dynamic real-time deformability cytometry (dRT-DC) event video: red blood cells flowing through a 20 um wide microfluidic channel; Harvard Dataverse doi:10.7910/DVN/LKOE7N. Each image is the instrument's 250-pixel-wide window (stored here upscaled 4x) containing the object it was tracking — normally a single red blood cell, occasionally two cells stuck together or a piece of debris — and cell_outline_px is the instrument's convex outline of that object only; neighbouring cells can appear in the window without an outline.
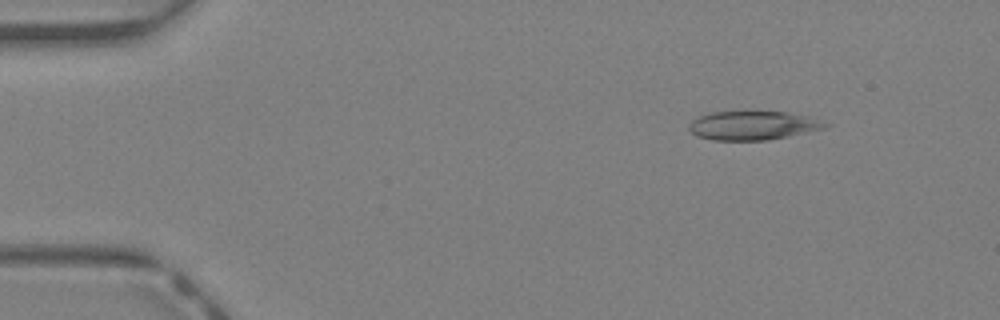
{"species": "Egyptian fruit bat (a non-hibernating species)", "species_latin": "Rousettus aegyptiacus", "temperature_condition": "warm", "stored_images_in_passage": 44, "camera_frame_rate_fps": 3000, "um_per_image_px": 0.085, "animal": {"sex": "female"}, "frame": {"image": 1, "passage_image": 6, "time_ms": 1.667, "image_size_px": [1000, 320], "cell_outline_px": [[832, 124], [828, 128], [768, 140], [712, 140], [696, 136], [688, 128], [692, 120], [700, 116], [712, 112], [788, 112], [804, 116]], "centroid_in_image_um": [64.01, 10.68], "position_along_channel_um": 21.0, "area_um2": 22.72}}
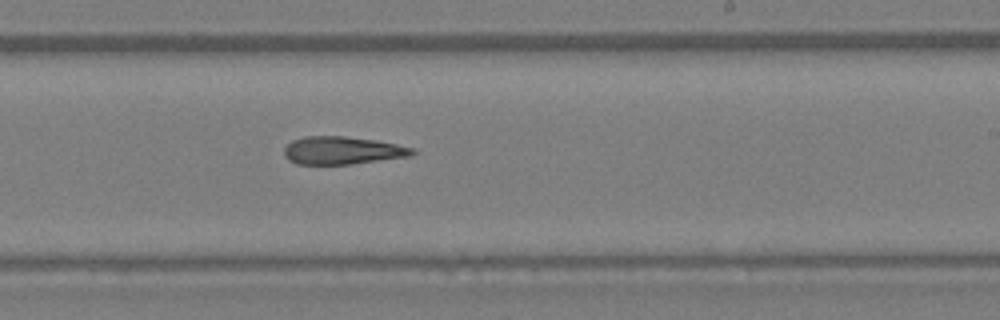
{"frame": {"image": 2, "passage_image": 27, "time_ms": 8.667, "image_size_px": [1000, 320], "cell_outline_px": [[416, 152], [412, 156], [352, 164], [296, 164], [288, 160], [284, 156], [284, 148], [292, 140], [304, 136], [344, 136], [376, 140], [416, 148]], "centroid_in_image_um": [29.12, 12.79], "position_along_channel_um": 259.9, "area_um2": 20.98}}
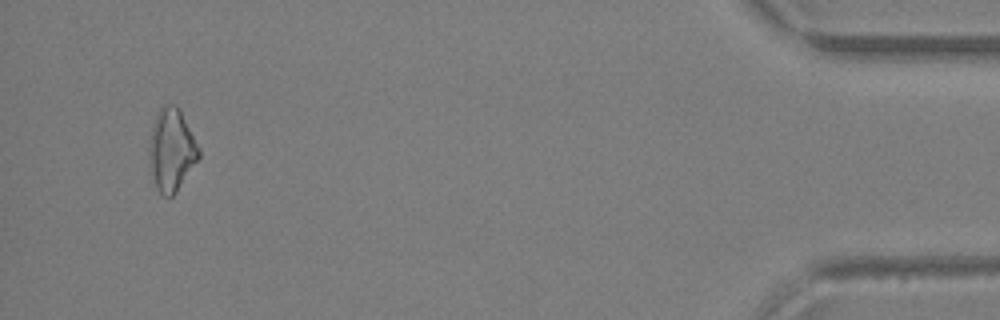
{"frame": {"image": 3, "passage_image": 42, "time_ms": 13.667, "image_size_px": [1000, 320], "cell_outline_px": [[200, 160], [176, 192], [172, 196], [164, 196], [156, 188], [148, 156], [148, 140], [152, 124], [160, 108], [164, 104], [176, 104], [180, 108], [200, 148]], "centroid_in_image_um": [14.59, 12.72], "position_along_channel_um": 420.6, "area_um2": 24.33}, "authors_computed_cell_mechanics": {"area_um2": 22.1663, "velocity_mm_per_s": 4.7364, "shape_relaxation_time_tau1_ms": 10.8315, "shape_relaxation_time_tau2_ms": null, "deformation_change_tau1": 0.2641, "deformation_change_tau2": null}}